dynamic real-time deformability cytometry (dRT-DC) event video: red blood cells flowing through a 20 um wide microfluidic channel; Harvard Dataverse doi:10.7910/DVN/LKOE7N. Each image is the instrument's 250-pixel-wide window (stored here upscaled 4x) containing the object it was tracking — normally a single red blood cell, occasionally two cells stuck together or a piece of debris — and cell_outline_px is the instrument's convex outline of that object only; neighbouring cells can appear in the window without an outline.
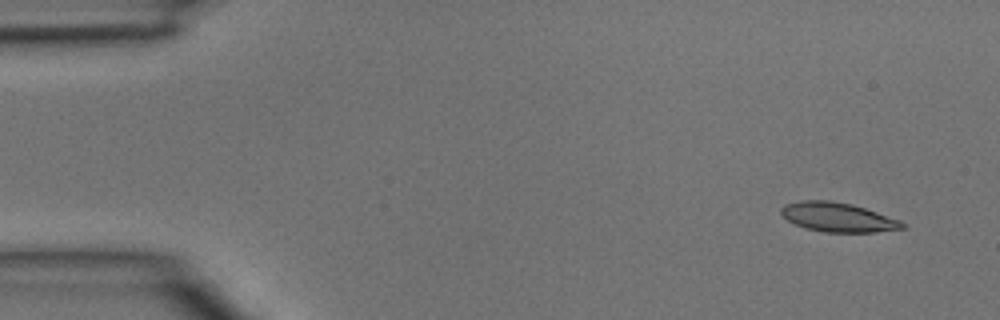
{"species": "common noctule bat (a hibernating species)", "species_latin": "Nyctalus noctula", "temperature_condition": "room temperature", "stored_images_in_passage": 4, "camera_frame_rate_fps": 3000, "um_per_image_px": 0.085, "animal": {"sex": "male", "body_mass_g": 15.6}, "frame": {"image": 1, "passage_image": 1, "time_ms": 0.0, "image_size_px": [1000, 320], "cell_outline_px": [[908, 228], [876, 232], [824, 232], [804, 228], [788, 220], [780, 212], [780, 208], [784, 204], [804, 200], [828, 200], [852, 204], [900, 220], [908, 224]], "centroid_in_image_um": [71.25, 18.47], "position_along_channel_um": 13.7, "area_um2": 20.75}}
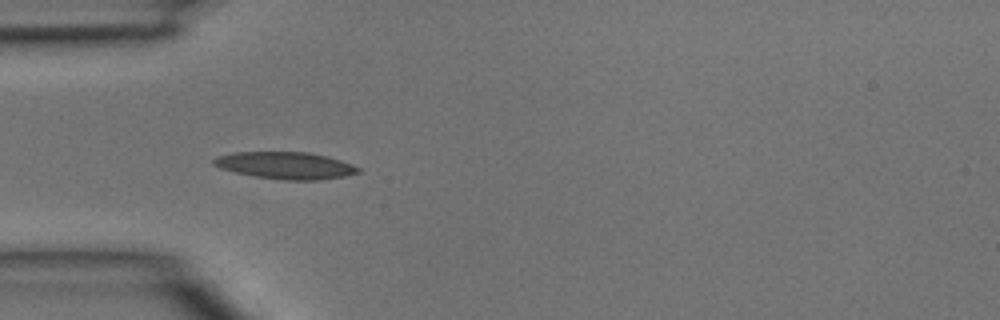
{"frame": {"image": 2, "passage_image": 4, "time_ms": 1.0, "image_size_px": [1000, 320], "cell_outline_px": [[360, 172], [344, 176], [316, 180], [280, 180], [252, 176], [220, 168], [212, 164], [212, 160], [216, 156], [232, 152], [308, 152], [328, 156], [352, 164], [360, 168]], "centroid_in_image_um": [24.24, 14.06], "position_along_channel_um": 60.8, "area_um2": 22.89}}